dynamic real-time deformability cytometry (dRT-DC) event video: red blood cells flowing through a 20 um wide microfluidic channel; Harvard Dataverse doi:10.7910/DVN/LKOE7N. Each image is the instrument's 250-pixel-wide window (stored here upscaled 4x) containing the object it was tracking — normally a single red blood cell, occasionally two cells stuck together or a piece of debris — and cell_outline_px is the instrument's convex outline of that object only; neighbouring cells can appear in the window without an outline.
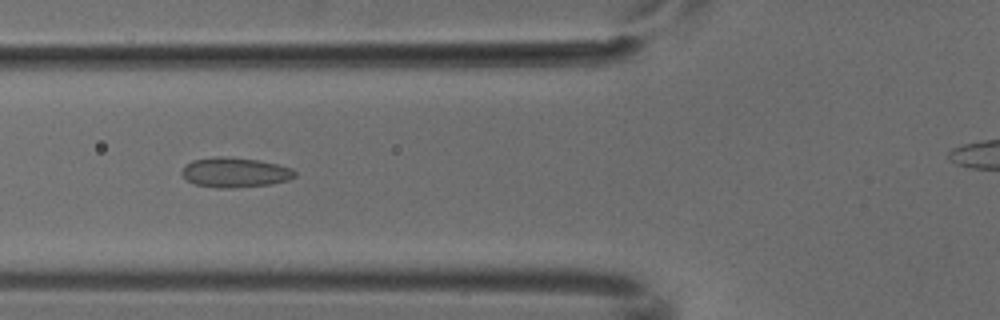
{"species": "common noctule bat (a hibernating species)", "species_latin": "Nyctalus noctula", "temperature_condition": "cold", "stored_images_in_passage": 8, "camera_frame_rate_fps": 3000, "um_per_image_px": 0.085, "animal": {"sex": "male", "body_mass_g": 18.8}, "frame": {"image": 1, "passage_image": 6, "time_ms": 1.667, "image_size_px": [1000, 320], "cell_outline_px": [[296, 176], [288, 180], [272, 184], [228, 188], [216, 188], [196, 184], [188, 180], [180, 172], [192, 160], [260, 160], [292, 168], [296, 172]], "centroid_in_image_um": [20.06, 14.72], "position_along_channel_um": 105.7, "area_um2": 18.5}}
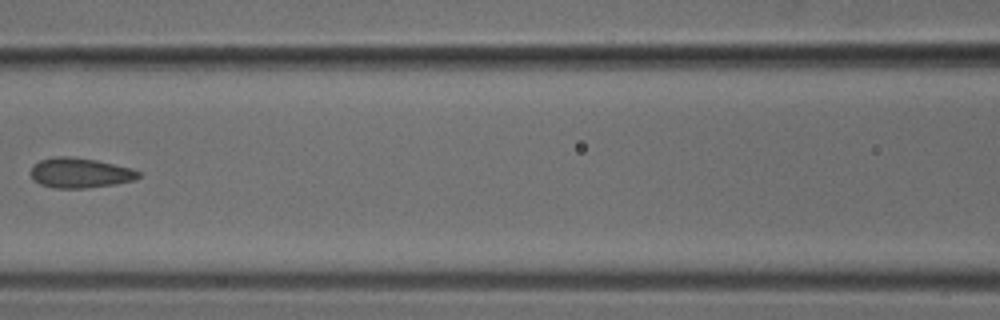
{"frame": {"image": 2, "passage_image": 7, "time_ms": 2.0, "image_size_px": [1000, 320], "cell_outline_px": [[140, 176], [132, 180], [116, 184], [84, 188], [56, 188], [40, 184], [32, 180], [32, 168], [40, 160], [56, 156], [68, 156], [96, 160], [132, 168], [140, 172]], "centroid_in_image_um": [6.81, 14.69], "position_along_channel_um": 159.8, "area_um2": 18.67}}
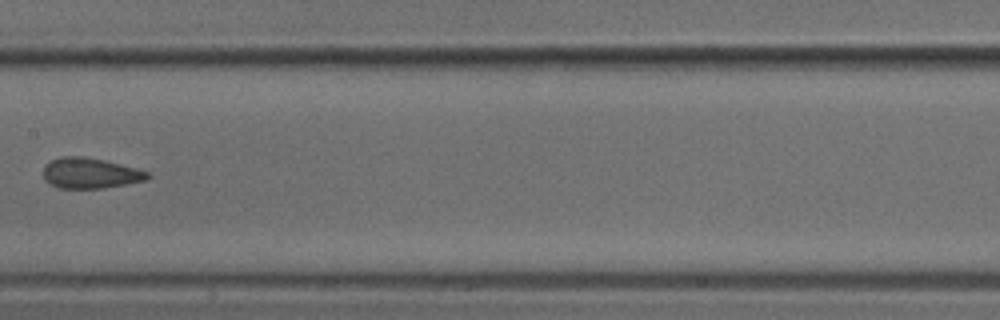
{"frame": {"image": 3, "passage_image": 8, "time_ms": 2.333, "image_size_px": [1000, 320], "cell_outline_px": [[152, 176], [144, 180], [104, 188], [60, 188], [44, 180], [44, 164], [60, 156], [84, 156], [104, 160], [136, 168], [148, 172]], "centroid_in_image_um": [7.65, 14.71], "position_along_channel_um": 199.8, "area_um2": 18.44}}